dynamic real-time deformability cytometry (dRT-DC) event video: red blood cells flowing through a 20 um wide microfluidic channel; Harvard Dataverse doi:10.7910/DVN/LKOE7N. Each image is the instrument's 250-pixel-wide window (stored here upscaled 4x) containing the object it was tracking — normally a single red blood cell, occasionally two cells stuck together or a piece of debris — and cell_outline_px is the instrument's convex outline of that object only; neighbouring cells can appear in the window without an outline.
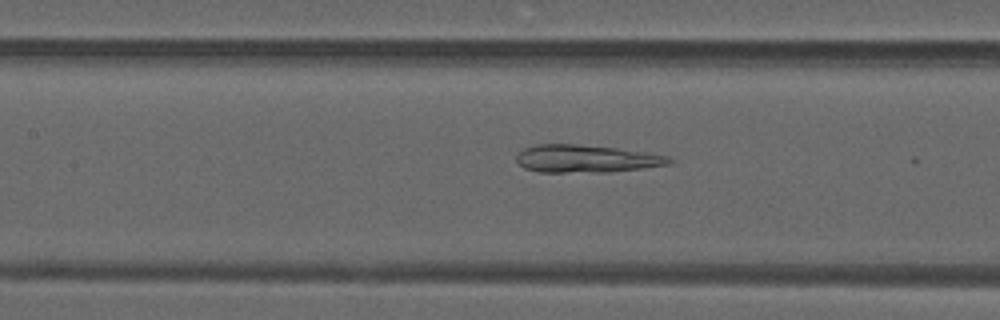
{"species": "common noctule bat (a hibernating species)", "species_latin": "Nyctalus noctula", "temperature_condition": "warm", "stored_images_in_passage": 15, "camera_frame_rate_fps": 3000, "um_per_image_px": 0.085, "animal": {"sex": "male", "forearm_length_mm": 52.5}, "frame": {"image": 1, "passage_image": 10, "time_ms": 3.0, "image_size_px": [1000, 320], "cell_outline_px": [[676, 160], [668, 164], [644, 168], [612, 172], [540, 172], [524, 168], [516, 160], [516, 156], [524, 148], [536, 144], [576, 144], [616, 148], [644, 152], [668, 156]], "centroid_in_image_um": [49.83, 13.49], "position_along_channel_um": 157.6, "area_um2": 24.62}}
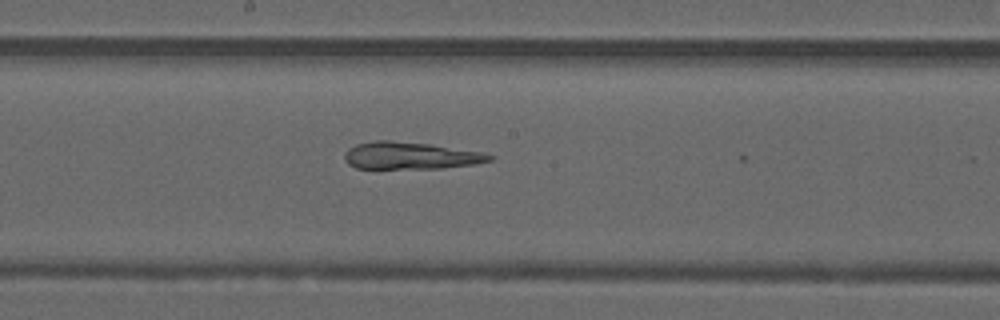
{"frame": {"image": 2, "passage_image": 14, "time_ms": 4.333, "image_size_px": [1000, 320], "cell_outline_px": [[496, 156], [492, 160], [476, 164], [444, 168], [356, 168], [348, 164], [344, 160], [344, 152], [348, 148], [356, 144], [372, 140], [388, 140], [428, 144], [484, 152]], "centroid_in_image_um": [34.89, 13.23], "position_along_channel_um": 213.3, "area_um2": 23.12}}